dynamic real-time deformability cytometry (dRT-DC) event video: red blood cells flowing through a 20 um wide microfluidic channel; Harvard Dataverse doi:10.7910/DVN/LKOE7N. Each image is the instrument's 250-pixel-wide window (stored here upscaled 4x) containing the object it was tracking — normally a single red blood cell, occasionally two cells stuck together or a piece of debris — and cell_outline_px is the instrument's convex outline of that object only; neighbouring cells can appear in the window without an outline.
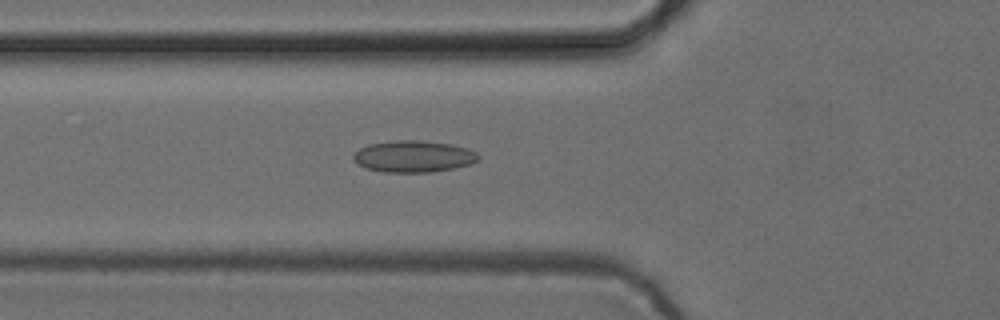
{"species": "common noctule bat (a hibernating species)", "species_latin": "Nyctalus noctula", "temperature_condition": "cold", "stored_images_in_passage": 39, "camera_frame_rate_fps": 3000, "um_per_image_px": 0.085, "animal": {"sex": "female", "body_mass_g": 24.6, "forearm_length_mm": 56.2}, "frame": {"image": 1, "passage_image": 8, "time_ms": 2.333, "image_size_px": [1000, 320], "cell_outline_px": [[480, 160], [472, 164], [432, 172], [384, 172], [364, 168], [356, 164], [352, 160], [352, 156], [360, 148], [368, 144], [396, 140], [420, 140], [452, 144], [468, 148], [476, 152], [480, 156]], "centroid_in_image_um": [35.15, 13.29], "position_along_channel_um": 90.7, "area_um2": 23.35}}
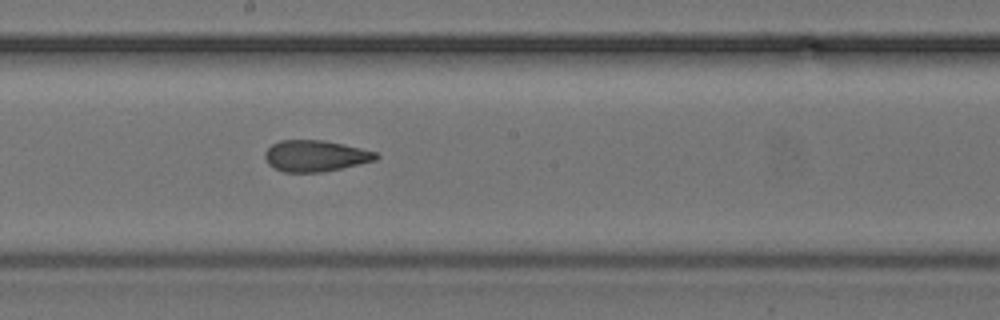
{"frame": {"image": 2, "passage_image": 18, "time_ms": 5.667, "image_size_px": [1000, 320], "cell_outline_px": [[380, 156], [376, 160], [324, 172], [284, 172], [272, 168], [268, 164], [264, 156], [264, 152], [272, 144], [280, 140], [324, 140], [344, 144], [376, 152]], "centroid_in_image_um": [26.78, 13.25], "position_along_channel_um": 221.4, "area_um2": 20.35}}
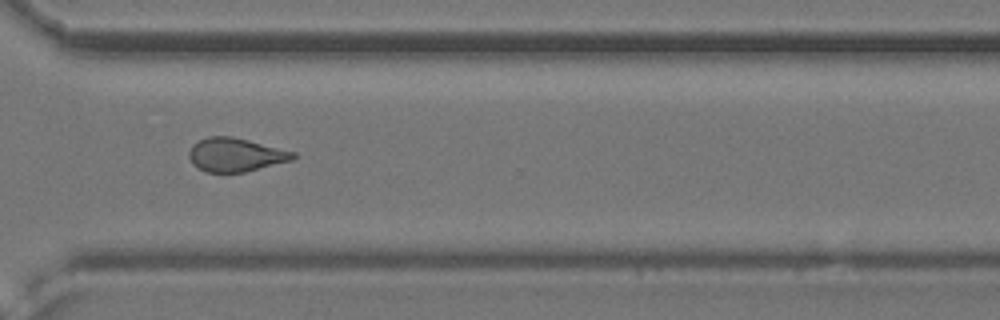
{"frame": {"image": 3, "passage_image": 28, "time_ms": 9.0, "image_size_px": [1000, 320], "cell_outline_px": [[296, 156], [292, 160], [244, 172], [204, 172], [196, 168], [192, 164], [188, 156], [188, 152], [192, 144], [208, 136], [232, 136], [296, 152]], "centroid_in_image_um": [19.98, 13.16], "position_along_channel_um": 350.6, "area_um2": 20.46}, "authors_computed_cell_mechanics": {"area_um2": 20.7502, "velocity_mm_per_s": 3.8911, "shape_relaxation_time_tau1_ms": null, "shape_relaxation_time_tau2_ms": 2.0374, "deformation_change_tau1": null, "deformation_change_tau2": 0.0994}}